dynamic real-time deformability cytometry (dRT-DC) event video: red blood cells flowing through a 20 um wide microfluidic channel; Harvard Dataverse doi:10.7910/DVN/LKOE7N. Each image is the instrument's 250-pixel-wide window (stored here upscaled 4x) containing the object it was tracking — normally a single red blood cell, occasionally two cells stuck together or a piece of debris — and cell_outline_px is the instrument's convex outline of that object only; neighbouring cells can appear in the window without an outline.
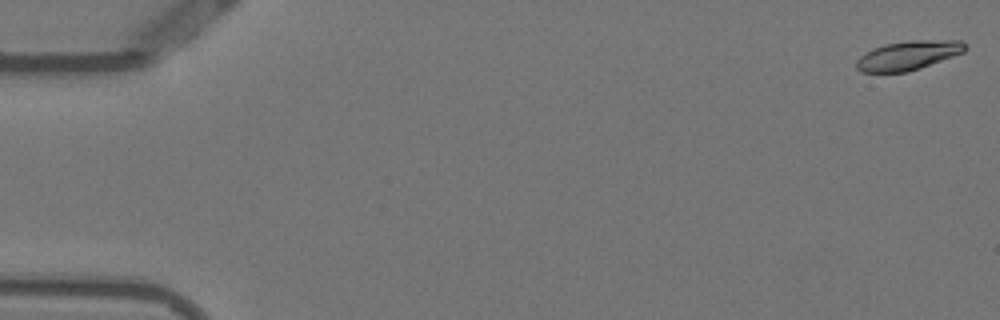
{"species": "Egyptian fruit bat (a non-hibernating species)", "species_latin": "Rousettus aegyptiacus", "temperature_condition": "warm", "stored_images_in_passage": 54, "camera_frame_rate_fps": 3000, "um_per_image_px": 0.085, "animal": {"sex": "female"}, "frame": {"image": 1, "passage_image": 1, "time_ms": 0.0, "image_size_px": [1000, 320], "cell_outline_px": [[968, 48], [964, 52], [920, 68], [908, 72], [860, 72], [856, 68], [856, 60], [860, 56], [872, 48], [884, 44], [908, 40], [960, 40]], "centroid_in_image_um": [77.17, 4.7], "position_along_channel_um": 7.8, "area_um2": 18.55}}
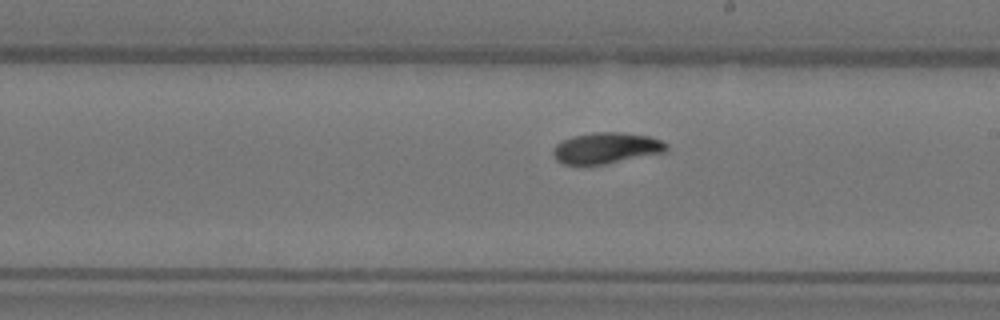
{"frame": {"image": 2, "passage_image": 31, "time_ms": 10.0, "image_size_px": [1000, 320], "cell_outline_px": [[668, 152], [604, 164], [564, 164], [556, 160], [552, 152], [556, 144], [572, 136], [592, 132], [620, 132], [648, 136], [660, 140], [668, 144]], "centroid_in_image_um": [51.56, 12.58], "position_along_channel_um": 237.4, "area_um2": 20.52}}
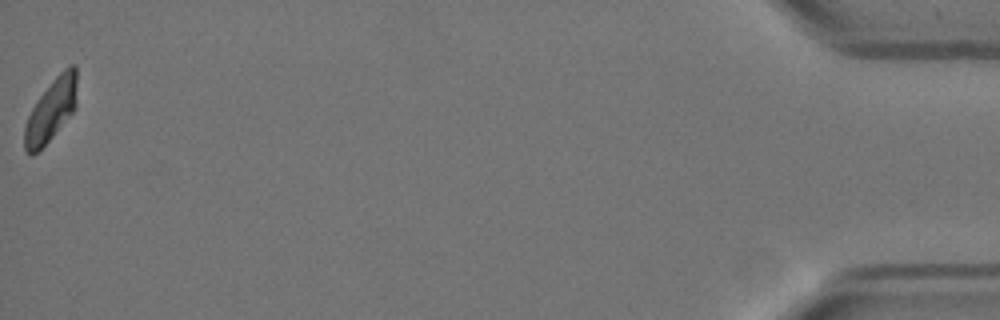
{"frame": {"image": 3, "passage_image": 54, "time_ms": 17.667, "image_size_px": [1000, 320], "cell_outline_px": [[76, 108], [52, 136], [32, 156], [24, 148], [24, 128], [28, 116], [36, 100], [52, 80], [64, 68], [72, 64], [76, 64]], "centroid_in_image_um": [4.34, 9.32], "position_along_channel_um": 430.9, "area_um2": 18.79}, "authors_computed_cell_mechanics": {"area_um2": 19.5364, "velocity_mm_per_s": 3.7881, "shape_relaxation_time_tau1_ms": 3.5318, "shape_relaxation_time_tau2_ms": null, "deformation_change_tau1": 0.1689, "deformation_change_tau2": null}}